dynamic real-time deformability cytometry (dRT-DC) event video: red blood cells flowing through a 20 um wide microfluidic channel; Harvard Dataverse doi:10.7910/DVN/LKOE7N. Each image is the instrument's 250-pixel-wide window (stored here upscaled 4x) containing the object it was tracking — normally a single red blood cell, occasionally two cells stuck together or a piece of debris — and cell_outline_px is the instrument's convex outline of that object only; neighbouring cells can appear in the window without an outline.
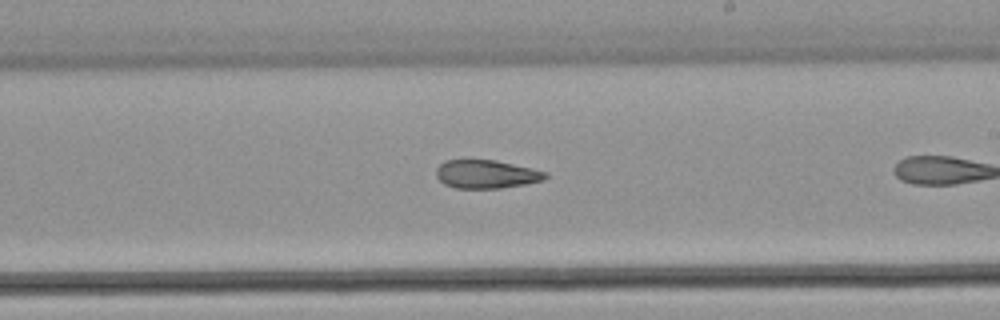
{"species": "common noctule bat (a hibernating species)", "species_latin": "Nyctalus noctula", "temperature_condition": "warm", "stored_images_in_passage": 24, "camera_frame_rate_fps": 3000, "um_per_image_px": 0.085, "animal": {"sex": "male", "body_mass_g": 21.5, "forearm_length_mm": 52.0}, "frame": {"image": 1, "passage_image": 14, "time_ms": 4.333, "image_size_px": [1000, 320], "cell_outline_px": [[548, 176], [544, 180], [524, 184], [500, 188], [456, 188], [444, 184], [436, 176], [436, 168], [444, 160], [496, 160], [532, 168], [548, 172]], "centroid_in_image_um": [41.34, 14.8], "position_along_channel_um": 247.7, "area_um2": 18.09}}